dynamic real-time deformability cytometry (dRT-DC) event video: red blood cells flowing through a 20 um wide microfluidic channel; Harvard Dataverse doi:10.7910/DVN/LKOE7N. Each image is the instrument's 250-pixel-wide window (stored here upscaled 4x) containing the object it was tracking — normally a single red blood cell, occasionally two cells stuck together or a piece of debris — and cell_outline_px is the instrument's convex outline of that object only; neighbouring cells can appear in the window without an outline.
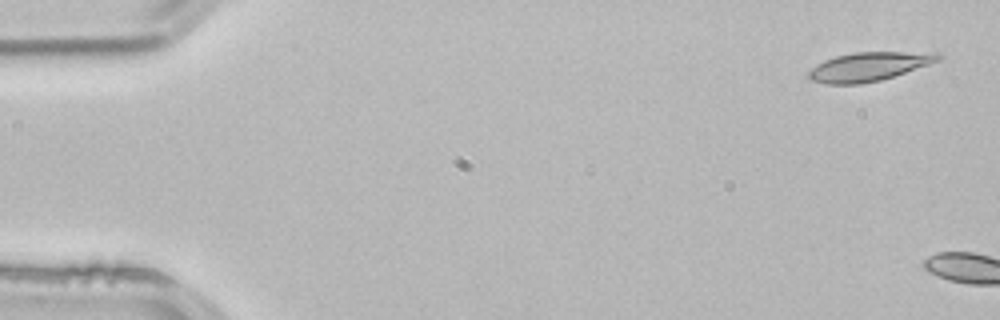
{"species": "common noctule bat (a hibernating species)", "species_latin": "Nyctalus noctula", "temperature_condition": "room temperature", "stored_images_in_passage": 5, "camera_frame_rate_fps": 3000, "um_per_image_px": 0.085, "animal": {"sex": "male", "body_mass_g": 21.5, "forearm_length_mm": 52.0}, "frame": {"image": 1, "passage_image": 1, "time_ms": 0.0, "image_size_px": [1000, 320], "cell_outline_px": [[944, 56], [940, 60], [880, 80], [860, 84], [828, 84], [808, 80], [808, 72], [816, 64], [824, 60], [836, 56], [856, 52], [940, 52]], "centroid_in_image_um": [73.84, 5.65], "position_along_channel_um": 11.2, "area_um2": 21.68}}